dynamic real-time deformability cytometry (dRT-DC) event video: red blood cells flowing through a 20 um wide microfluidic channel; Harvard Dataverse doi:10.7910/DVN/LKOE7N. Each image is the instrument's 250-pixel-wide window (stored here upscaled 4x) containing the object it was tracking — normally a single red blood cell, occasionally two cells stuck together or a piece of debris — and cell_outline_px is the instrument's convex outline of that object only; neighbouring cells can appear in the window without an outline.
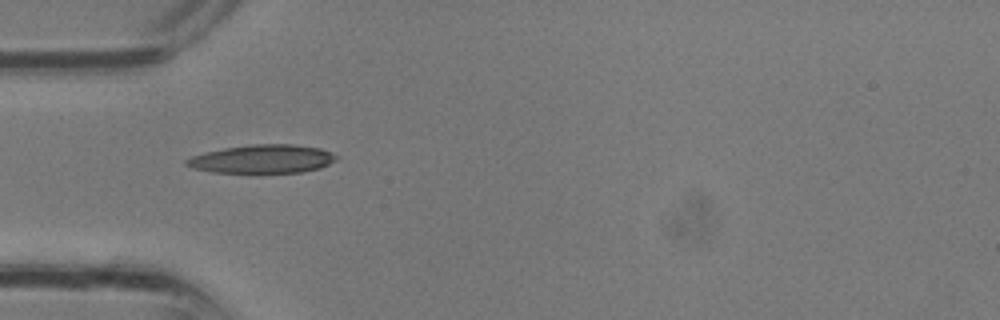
{"species": "common noctule bat (a hibernating species)", "species_latin": "Nyctalus noctula", "temperature_condition": "room temperature", "stored_images_in_passage": 5, "camera_frame_rate_fps": 3000, "um_per_image_px": 0.085, "animal": {"sex": "male", "body_mass_g": 13.3}, "frame": {"image": 1, "passage_image": 5, "time_ms": 1.333, "image_size_px": [1000, 320], "cell_outline_px": [[340, 156], [336, 160], [320, 168], [300, 172], [212, 172], [192, 168], [184, 164], [184, 160], [192, 156], [224, 148], [252, 144], [292, 144], [320, 148]], "centroid_in_image_um": [22.31, 13.51], "position_along_channel_um": 62.7, "area_um2": 24.68}}